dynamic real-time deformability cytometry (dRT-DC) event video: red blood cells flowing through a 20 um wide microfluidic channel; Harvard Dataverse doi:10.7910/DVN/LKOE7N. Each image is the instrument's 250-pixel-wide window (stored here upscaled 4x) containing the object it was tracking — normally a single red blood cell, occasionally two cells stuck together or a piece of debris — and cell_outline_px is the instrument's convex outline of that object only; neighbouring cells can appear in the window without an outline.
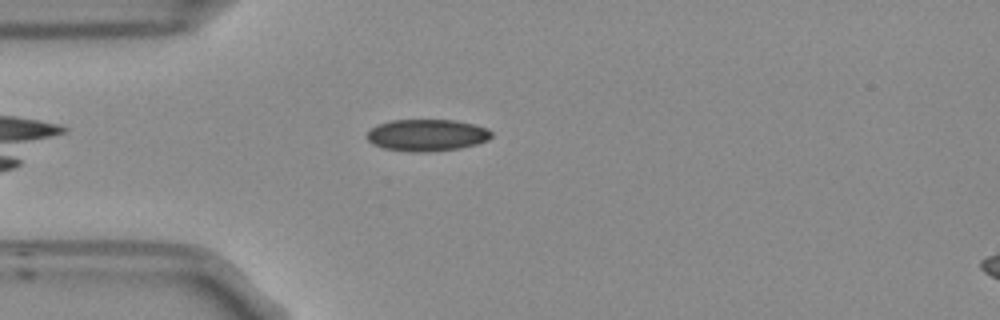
{"species": "Egyptian fruit bat (a non-hibernating species)", "species_latin": "Rousettus aegyptiacus", "temperature_condition": "room temperature", "stored_images_in_passage": 39, "camera_frame_rate_fps": 3000, "um_per_image_px": 0.085, "frame": {"image": 1, "passage_image": 2, "time_ms": 0.333, "image_size_px": [1000, 320], "cell_outline_px": [[492, 136], [488, 140], [476, 144], [460, 148], [424, 152], [416, 152], [384, 148], [372, 144], [364, 136], [372, 128], [380, 124], [392, 120], [456, 120], [488, 128], [492, 132]], "centroid_in_image_um": [36.29, 11.48], "position_along_channel_um": 48.7, "area_um2": 23.0}}
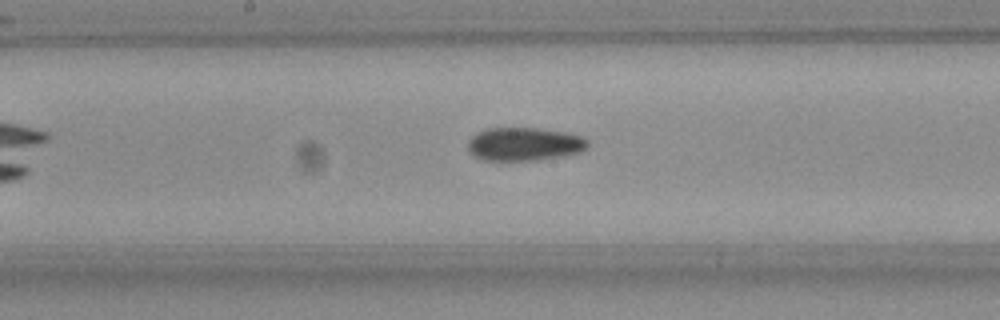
{"frame": {"image": 2, "passage_image": 15, "time_ms": 4.667, "image_size_px": [1000, 320], "cell_outline_px": [[588, 148], [580, 152], [532, 160], [484, 160], [476, 156], [468, 148], [468, 140], [476, 132], [484, 128], [536, 128], [564, 132], [580, 136], [588, 140]], "centroid_in_image_um": [44.54, 12.23], "position_along_channel_um": 203.7, "area_um2": 22.95}}
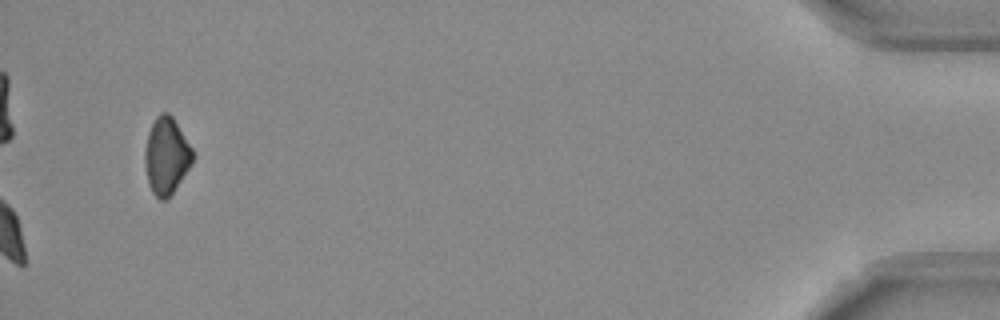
{"frame": {"image": 3, "passage_image": 39, "time_ms": 12.667, "image_size_px": [1000, 320], "cell_outline_px": [[192, 164], [172, 192], [164, 200], [160, 200], [152, 192], [148, 184], [144, 160], [144, 152], [148, 132], [156, 116], [160, 112], [168, 112], [172, 116], [192, 148]], "centroid_in_image_um": [14.12, 13.23], "position_along_channel_um": 421.1, "area_um2": 21.15}, "authors_computed_cell_mechanics": {"area_um2": 22.9466, "velocity_mm_per_s": 3.7751, "shape_relaxation_time_tau1_ms": 8.3856, "shape_relaxation_time_tau2_ms": null, "deformation_change_tau1": 0.1272, "deformation_change_tau2": null}}